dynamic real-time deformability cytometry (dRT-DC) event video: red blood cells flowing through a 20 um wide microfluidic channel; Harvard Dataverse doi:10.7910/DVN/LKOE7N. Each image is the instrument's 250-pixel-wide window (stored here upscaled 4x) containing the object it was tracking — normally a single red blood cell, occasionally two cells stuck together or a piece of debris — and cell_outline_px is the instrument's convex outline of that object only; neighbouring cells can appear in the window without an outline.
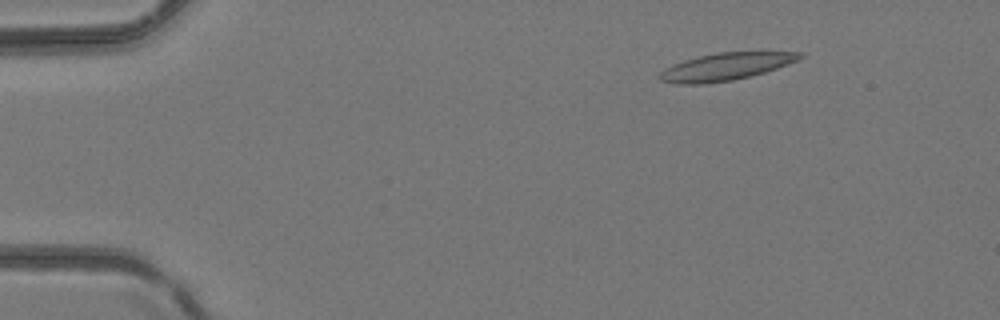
{"species": "common noctule bat (a hibernating species)", "species_latin": "Nyctalus noctula", "temperature_condition": "room temperature", "stored_images_in_passage": 3, "camera_frame_rate_fps": 3000, "um_per_image_px": 0.085, "animal": {"sex": "female", "body_mass_g": 24.6, "forearm_length_mm": 56.2}, "frame": {"image": 1, "passage_image": 1, "time_ms": 0.0, "image_size_px": [1000, 320], "cell_outline_px": [[804, 56], [788, 64], [764, 72], [732, 80], [704, 84], [676, 84], [660, 80], [656, 76], [664, 68], [684, 60], [696, 56], [716, 52], [800, 52]], "centroid_in_image_um": [61.6, 5.66], "position_along_channel_um": 23.4, "area_um2": 22.25}}